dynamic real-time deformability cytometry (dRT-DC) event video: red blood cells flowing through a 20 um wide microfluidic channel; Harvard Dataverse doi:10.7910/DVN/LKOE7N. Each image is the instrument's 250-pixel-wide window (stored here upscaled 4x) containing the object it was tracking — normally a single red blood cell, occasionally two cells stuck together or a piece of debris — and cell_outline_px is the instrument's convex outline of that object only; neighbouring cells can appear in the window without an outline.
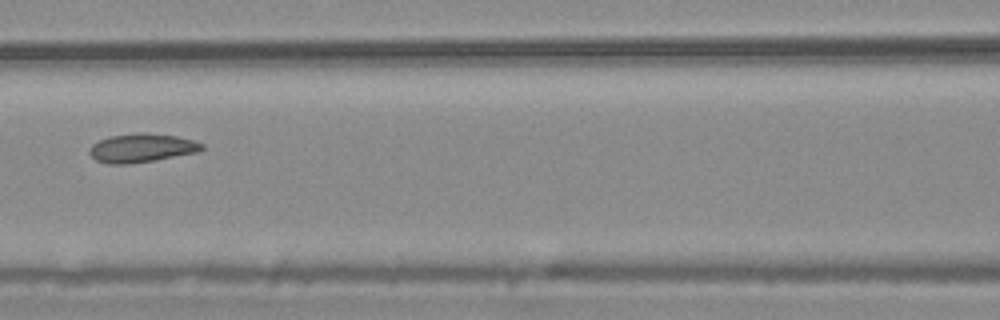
{"species": "common noctule bat (a hibernating species)", "species_latin": "Nyctalus noctula", "temperature_condition": "warm", "stored_images_in_passage": 10, "camera_frame_rate_fps": 3000, "um_per_image_px": 0.085, "animal": {"sex": "male", "body_mass_g": 20.4}, "frame": {"image": 1, "passage_image": 7, "time_ms": 2.0, "image_size_px": [1000, 320], "cell_outline_px": [[204, 148], [200, 152], [156, 160], [128, 164], [108, 164], [96, 160], [88, 152], [88, 148], [92, 144], [108, 136], [136, 132], [144, 132], [176, 136], [192, 140], [204, 144]], "centroid_in_image_um": [12.04, 12.57], "position_along_channel_um": 154.6, "area_um2": 19.07}}
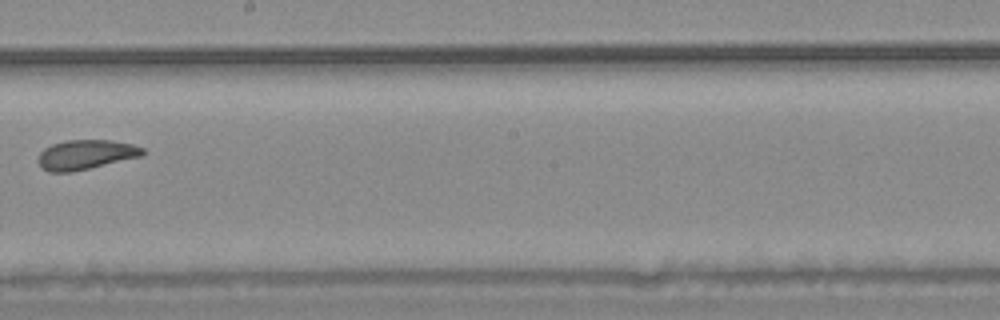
{"frame": {"image": 2, "passage_image": 9, "time_ms": 2.667, "image_size_px": [1000, 320], "cell_outline_px": [[148, 152], [144, 156], [72, 172], [48, 172], [40, 168], [36, 160], [40, 152], [44, 148], [52, 144], [68, 140], [112, 140], [132, 144], [144, 148]], "centroid_in_image_um": [7.3, 13.15], "position_along_channel_um": 240.9, "area_um2": 18.44}}